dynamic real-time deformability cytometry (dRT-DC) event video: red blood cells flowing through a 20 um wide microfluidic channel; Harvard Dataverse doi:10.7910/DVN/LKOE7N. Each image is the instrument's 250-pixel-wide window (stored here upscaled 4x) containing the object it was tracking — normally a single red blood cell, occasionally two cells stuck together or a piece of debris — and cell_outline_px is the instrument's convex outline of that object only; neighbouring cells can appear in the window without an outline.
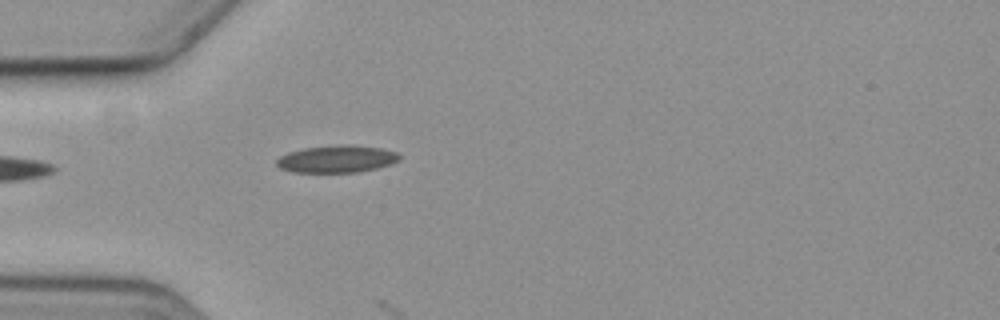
{"species": "common noctule bat (a hibernating species)", "species_latin": "Nyctalus noctula", "temperature_condition": "cold", "stored_images_in_passage": 3, "camera_frame_rate_fps": 3000, "um_per_image_px": 0.085, "animal": {"sex": "female", "body_mass_g": 19.3, "forearm_length_mm": 54.1}, "frame": {"image": 1, "passage_image": 3, "time_ms": 3.0, "image_size_px": [1000, 320], "cell_outline_px": [[400, 160], [392, 164], [360, 172], [292, 172], [280, 168], [276, 164], [276, 160], [280, 156], [288, 152], [304, 148], [340, 144], [348, 144], [384, 148], [396, 152], [400, 156]], "centroid_in_image_um": [28.65, 13.5], "position_along_channel_um": 56.4, "area_um2": 19.71}}